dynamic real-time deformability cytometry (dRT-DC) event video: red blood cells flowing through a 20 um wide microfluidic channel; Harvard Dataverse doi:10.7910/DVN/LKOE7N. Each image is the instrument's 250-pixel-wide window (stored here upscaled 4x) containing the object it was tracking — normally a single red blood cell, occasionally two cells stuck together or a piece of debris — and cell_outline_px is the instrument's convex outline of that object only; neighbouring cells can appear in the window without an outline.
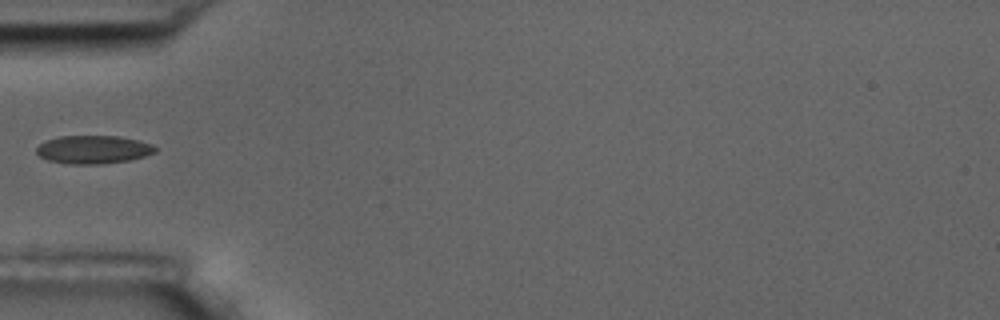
{"species": "common noctule bat (a hibernating species)", "species_latin": "Nyctalus noctula", "temperature_condition": "room temperature", "stored_images_in_passage": 5, "camera_frame_rate_fps": 3000, "um_per_image_px": 0.085, "animal": {"sex": "male", "body_mass_g": 17.5, "forearm_length_mm": 52.3}, "frame": {"image": 1, "passage_image": 5, "time_ms": 4.667, "image_size_px": [1000, 320], "cell_outline_px": [[156, 152], [144, 156], [128, 160], [100, 164], [68, 164], [48, 160], [40, 156], [36, 152], [36, 148], [44, 140], [60, 136], [116, 136], [136, 140], [152, 144], [156, 148]], "centroid_in_image_um": [7.89, 12.71], "position_along_channel_um": 77.1, "area_um2": 19.42}}